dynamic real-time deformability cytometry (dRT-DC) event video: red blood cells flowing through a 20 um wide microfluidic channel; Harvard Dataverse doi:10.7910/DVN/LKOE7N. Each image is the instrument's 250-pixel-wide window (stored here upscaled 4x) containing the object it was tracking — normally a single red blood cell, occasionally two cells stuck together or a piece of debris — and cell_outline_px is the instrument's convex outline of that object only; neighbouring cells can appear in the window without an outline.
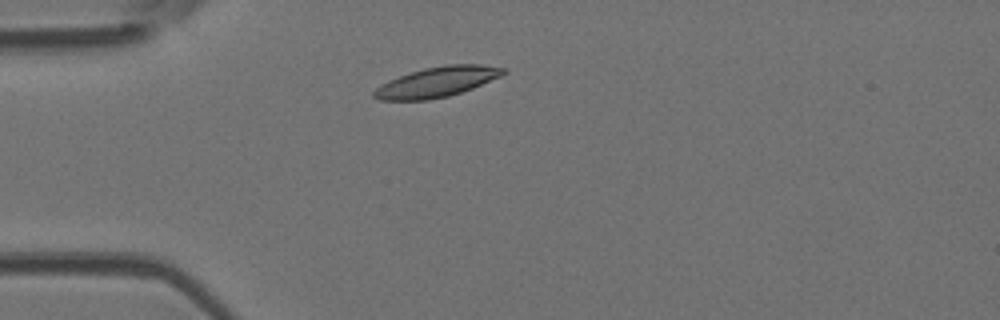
{"species": "Egyptian fruit bat (a non-hibernating species)", "species_latin": "Rousettus aegyptiacus", "temperature_condition": "room temperature", "stored_images_in_passage": 2, "camera_frame_rate_fps": 3000, "um_per_image_px": 0.085, "animal": {"sex": "female"}, "frame": {"image": 1, "passage_image": 2, "time_ms": 0.333, "image_size_px": [1000, 320], "cell_outline_px": [[508, 72], [500, 76], [472, 88], [448, 96], [428, 100], [380, 100], [372, 96], [372, 92], [380, 84], [388, 80], [424, 68], [444, 64], [480, 64], [504, 68]], "centroid_in_image_um": [37.12, 6.96], "position_along_channel_um": 47.9, "area_um2": 22.6}}